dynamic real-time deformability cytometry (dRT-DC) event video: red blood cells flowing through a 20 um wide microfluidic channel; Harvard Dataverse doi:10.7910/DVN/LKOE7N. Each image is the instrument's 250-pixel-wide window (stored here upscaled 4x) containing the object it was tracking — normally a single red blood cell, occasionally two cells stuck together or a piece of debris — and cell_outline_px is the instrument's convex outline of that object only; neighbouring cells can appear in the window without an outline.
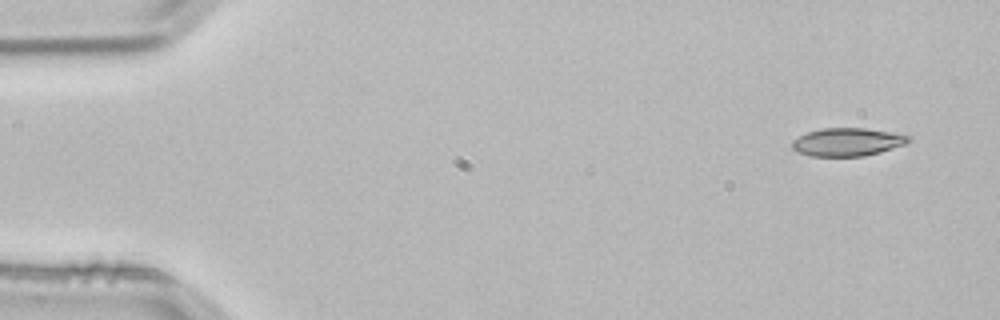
{"species": "common noctule bat (a hibernating species)", "species_latin": "Nyctalus noctula", "temperature_condition": "room temperature", "stored_images_in_passage": 3, "camera_frame_rate_fps": 3000, "um_per_image_px": 0.085, "animal": {"sex": "male", "body_mass_g": 21.5, "forearm_length_mm": 52.0}, "frame": {"image": 1, "passage_image": 1, "time_ms": 0.0, "image_size_px": [1000, 320], "cell_outline_px": [[912, 140], [908, 144], [880, 152], [864, 156], [812, 156], [796, 152], [792, 148], [792, 140], [808, 132], [820, 128], [864, 128], [888, 132], [908, 136]], "centroid_in_image_um": [72.02, 12.08], "position_along_channel_um": 13.0, "area_um2": 19.02}}
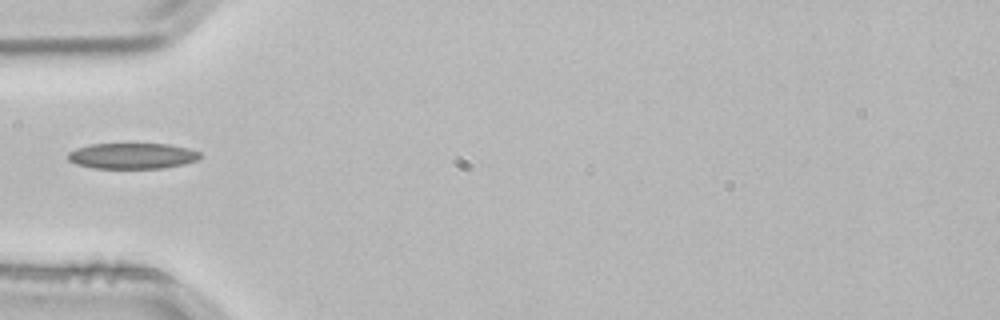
{"frame": {"image": 2, "passage_image": 3, "time_ms": 0.667, "image_size_px": [1000, 320], "cell_outline_px": [[200, 156], [196, 160], [184, 164], [164, 168], [92, 168], [76, 164], [68, 160], [68, 152], [76, 148], [92, 144], [168, 144], [188, 148], [200, 152]], "centroid_in_image_um": [11.23, 13.25], "position_along_channel_um": 73.8, "area_um2": 19.83}}